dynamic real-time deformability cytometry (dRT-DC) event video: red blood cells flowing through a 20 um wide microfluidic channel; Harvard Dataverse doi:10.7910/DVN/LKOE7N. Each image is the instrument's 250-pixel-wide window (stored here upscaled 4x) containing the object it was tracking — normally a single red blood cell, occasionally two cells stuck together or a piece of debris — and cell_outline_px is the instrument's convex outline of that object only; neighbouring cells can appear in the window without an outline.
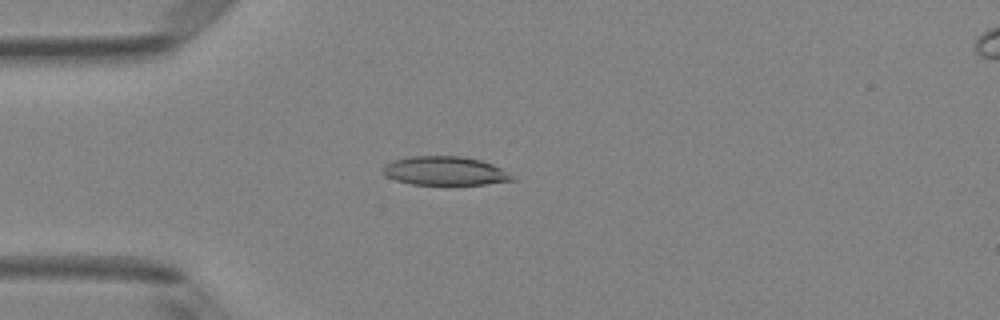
{"species": "Egyptian fruit bat (a non-hibernating species)", "species_latin": "Rousettus aegyptiacus", "temperature_condition": "room temperature", "stored_images_in_passage": 44, "camera_frame_rate_fps": 3000, "um_per_image_px": 0.085, "animal": {"sex": "female"}, "frame": {"image": 1, "passage_image": 8, "time_ms": 2.333, "image_size_px": [1000, 320], "cell_outline_px": [[516, 180], [484, 184], [412, 184], [396, 180], [388, 176], [384, 172], [384, 164], [392, 160], [412, 156], [460, 156], [480, 160], [492, 164], [500, 168], [512, 176]], "centroid_in_image_um": [37.81, 14.52], "position_along_channel_um": 47.2, "area_um2": 21.33}}
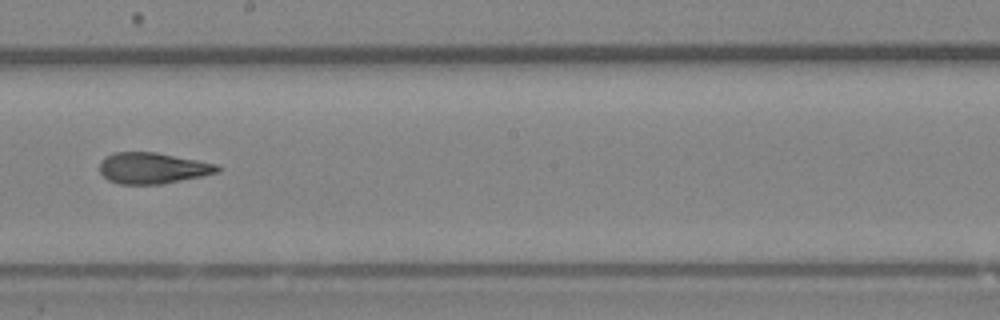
{"frame": {"image": 2, "passage_image": 23, "time_ms": 7.333, "image_size_px": [1000, 320], "cell_outline_px": [[220, 172], [160, 184], [120, 184], [108, 180], [100, 172], [100, 160], [104, 156], [116, 152], [156, 152], [216, 164], [220, 168]], "centroid_in_image_um": [12.93, 14.28], "position_along_channel_um": 235.3, "area_um2": 21.15}}
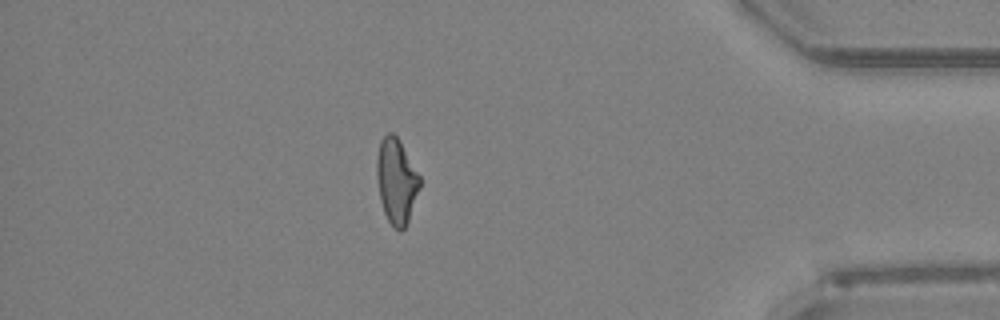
{"frame": {"image": 3, "passage_image": 38, "time_ms": 12.333, "image_size_px": [1000, 320], "cell_outline_px": [[420, 188], [408, 220], [404, 228], [400, 232], [388, 220], [384, 212], [380, 200], [376, 176], [376, 156], [380, 140], [388, 132], [392, 132], [400, 140], [420, 176]], "centroid_in_image_um": [33.68, 15.35], "position_along_channel_um": 401.5, "area_um2": 21.39}, "authors_computed_cell_mechanics": {"area_um2": 21.6461, "velocity_mm_per_s": 4.0856, "shape_relaxation_time_tau1_ms": null, "shape_relaxation_time_tau2_ms": 2.7481, "deformation_change_tau1": null, "deformation_change_tau2": 0.1085}}